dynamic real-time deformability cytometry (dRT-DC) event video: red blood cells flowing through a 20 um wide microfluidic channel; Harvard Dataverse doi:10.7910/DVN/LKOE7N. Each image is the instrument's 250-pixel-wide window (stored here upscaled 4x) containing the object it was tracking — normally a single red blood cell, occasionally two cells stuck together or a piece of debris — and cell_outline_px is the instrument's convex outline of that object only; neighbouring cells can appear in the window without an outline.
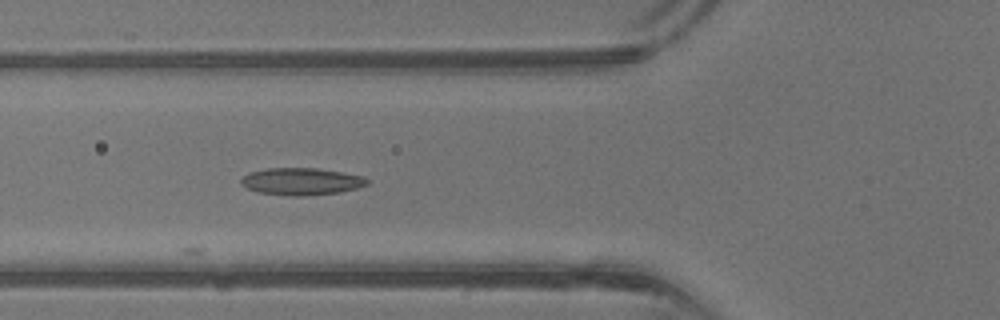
{"species": "common noctule bat (a hibernating species)", "species_latin": "Nyctalus noctula", "temperature_condition": "warm", "stored_images_in_passage": 7, "camera_frame_rate_fps": 3000, "um_per_image_px": 0.085, "animal": {"sex": "male", "body_mass_g": 13.3}, "frame": {"image": 1, "passage_image": 3, "time_ms": 0.667, "image_size_px": [1000, 320], "cell_outline_px": [[368, 184], [356, 188], [340, 192], [304, 196], [292, 196], [256, 192], [240, 184], [240, 180], [248, 172], [268, 168], [316, 168], [364, 176], [368, 180]], "centroid_in_image_um": [25.59, 15.42], "position_along_channel_um": 100.2, "area_um2": 19.94}}
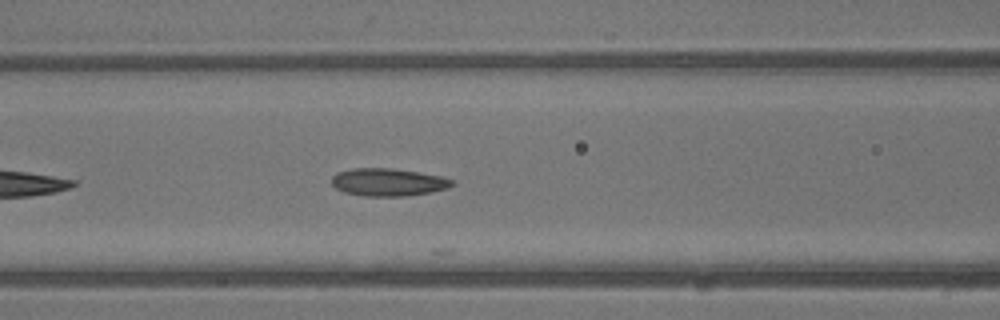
{"frame": {"image": 2, "passage_image": 5, "time_ms": 1.333, "image_size_px": [1000, 320], "cell_outline_px": [[456, 184], [448, 188], [432, 192], [408, 196], [364, 196], [344, 192], [336, 188], [332, 184], [332, 176], [336, 172], [352, 168], [392, 168], [420, 172], [444, 176], [452, 180]], "centroid_in_image_um": [33.02, 15.48], "position_along_channel_um": 133.6, "area_um2": 19.71}}